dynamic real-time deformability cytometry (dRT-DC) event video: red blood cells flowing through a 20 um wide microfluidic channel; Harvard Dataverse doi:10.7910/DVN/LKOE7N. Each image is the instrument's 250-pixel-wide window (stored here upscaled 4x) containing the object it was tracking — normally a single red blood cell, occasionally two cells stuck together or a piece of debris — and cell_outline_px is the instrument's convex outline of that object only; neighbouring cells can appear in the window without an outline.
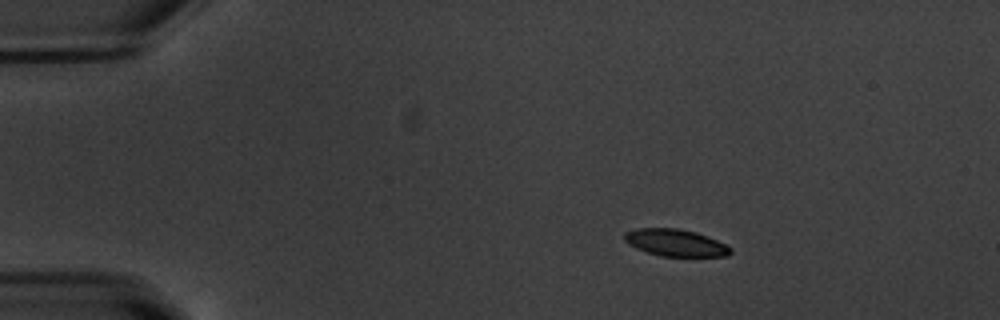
{"species": "common noctule bat (a hibernating species)", "species_latin": "Nyctalus noctula", "temperature_condition": "warm", "stored_images_in_passage": 46, "camera_frame_rate_fps": 3000, "um_per_image_px": 0.085, "animal": {"sex": "male", "body_mass_g": 20.1, "forearm_length_mm": 53.5}, "frame": {"image": 1, "passage_image": 1, "time_ms": 0.0, "image_size_px": [1000, 320], "cell_outline_px": [[732, 252], [728, 256], [660, 256], [636, 248], [628, 244], [624, 240], [624, 232], [636, 228], [676, 228], [696, 232], [708, 236], [732, 248]], "centroid_in_image_um": [57.4, 20.63], "position_along_channel_um": 27.6, "area_um2": 16.7}}
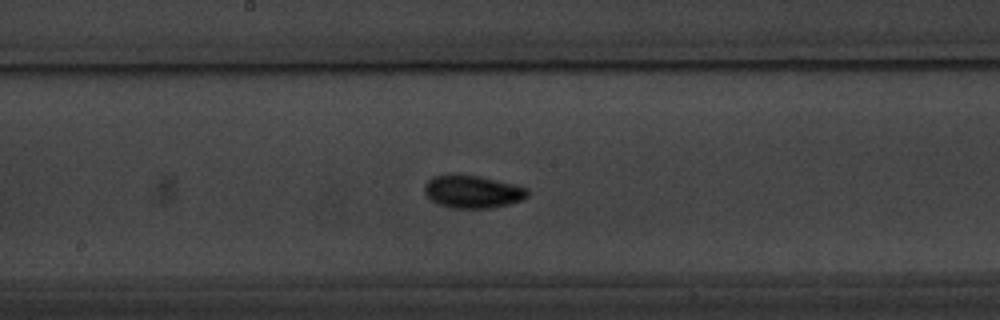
{"frame": {"image": 2, "passage_image": 21, "time_ms": 6.667, "image_size_px": [1000, 320], "cell_outline_px": [[528, 196], [524, 200], [492, 208], [452, 208], [440, 204], [432, 200], [424, 192], [424, 184], [432, 176], [456, 172], [480, 176], [528, 188]], "centroid_in_image_um": [40.15, 16.26], "position_along_channel_um": 208.1, "area_um2": 20.0}}
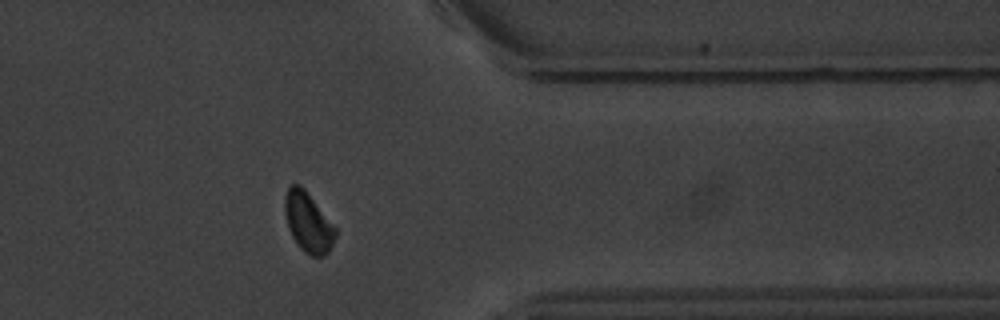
{"frame": {"image": 3, "passage_image": 36, "time_ms": 11.667, "image_size_px": [1000, 320], "cell_outline_px": [[336, 236], [328, 252], [324, 256], [312, 256], [304, 252], [300, 248], [292, 236], [288, 228], [284, 212], [284, 196], [288, 188], [292, 184], [300, 184], [304, 188], [336, 228]], "centroid_in_image_um": [26.17, 18.89], "position_along_channel_um": 385.2, "area_um2": 17.57}, "authors_computed_cell_mechanics": {"area_um2": 17.6868, "velocity_mm_per_s": 3.7531, "shape_relaxation_time_tau1_ms": 4.2739, "shape_relaxation_time_tau2_ms": 10.5105, "deformation_change_tau1": 0.1761, "deformation_change_tau2": 0.1164}}